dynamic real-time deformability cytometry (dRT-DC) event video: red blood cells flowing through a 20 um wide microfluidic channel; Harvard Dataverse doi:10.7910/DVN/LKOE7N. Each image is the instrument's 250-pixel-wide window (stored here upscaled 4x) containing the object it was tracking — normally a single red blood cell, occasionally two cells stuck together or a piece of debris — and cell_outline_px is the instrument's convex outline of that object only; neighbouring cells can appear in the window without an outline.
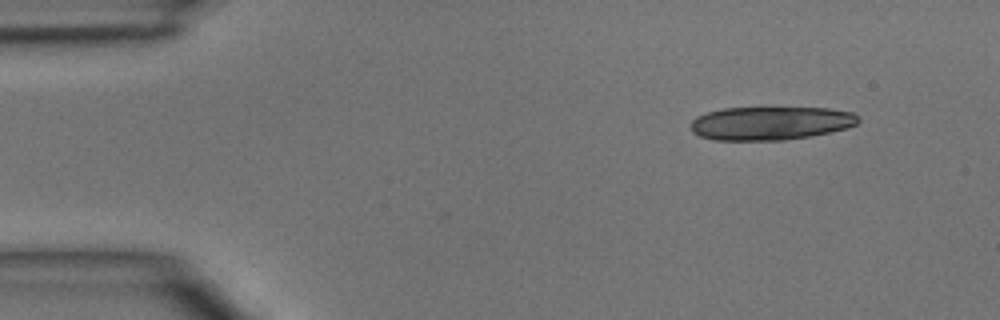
{"species": "common noctule bat (a hibernating species)", "species_latin": "Nyctalus noctula", "temperature_condition": "room temperature", "stored_images_in_passage": 4, "camera_frame_rate_fps": 3000, "um_per_image_px": 0.085, "animal": {"sex": "male", "body_mass_g": 15.6}, "frame": {"image": 1, "passage_image": 4, "time_ms": 4.333, "image_size_px": [1000, 320], "cell_outline_px": [[860, 120], [856, 124], [848, 128], [808, 136], [784, 140], [716, 140], [700, 136], [692, 132], [692, 120], [696, 116], [708, 112], [724, 108], [760, 104], [828, 108], [852, 112], [860, 116]], "centroid_in_image_um": [65.51, 10.41], "position_along_channel_um": 19.5, "area_um2": 34.04}}